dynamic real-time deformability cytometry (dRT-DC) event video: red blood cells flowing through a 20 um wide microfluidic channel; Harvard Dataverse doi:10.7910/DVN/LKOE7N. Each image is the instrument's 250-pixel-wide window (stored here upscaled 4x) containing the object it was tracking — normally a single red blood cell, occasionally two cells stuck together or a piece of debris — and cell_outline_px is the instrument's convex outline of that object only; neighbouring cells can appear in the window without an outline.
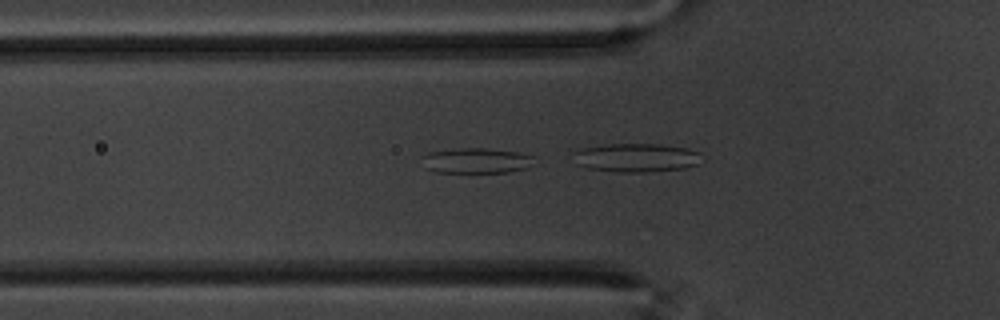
{"species": "common noctule bat (a hibernating species)", "species_latin": "Nyctalus noctula", "temperature_condition": "warm", "stored_images_in_passage": 24, "camera_frame_rate_fps": 3000, "um_per_image_px": 0.085, "animal": {"sex": "male", "body_mass_g": 20.1, "forearm_length_mm": 53.5}, "frame": {"image": 1, "passage_image": 20, "time_ms": 6.333, "image_size_px": [1000, 320], "cell_outline_px": [[536, 164], [528, 168], [508, 172], [432, 172], [424, 168], [420, 156], [428, 152], [452, 148], [484, 148], [520, 152], [532, 156]], "centroid_in_image_um": [40.45, 13.65], "position_along_channel_um": 85.4, "area_um2": 16.99}}